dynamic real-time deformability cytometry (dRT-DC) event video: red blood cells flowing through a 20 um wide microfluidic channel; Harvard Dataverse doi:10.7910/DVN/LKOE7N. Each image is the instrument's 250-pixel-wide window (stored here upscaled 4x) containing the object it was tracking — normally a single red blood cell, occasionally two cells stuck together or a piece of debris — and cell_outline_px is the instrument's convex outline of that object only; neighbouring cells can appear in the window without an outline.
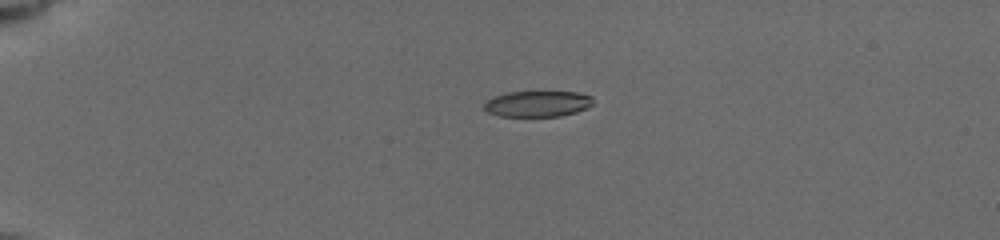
{"species": "common noctule bat (a hibernating species)", "species_latin": "Nyctalus noctula", "temperature_condition": "cold", "stored_images_in_passage": 60, "camera_frame_rate_fps": 3000, "um_per_image_px": 0.085, "animal": {"sex": "female", "body_mass_g": 19.5, "forearm_length_mm": 54.1}, "frame": {"image": 1, "passage_image": 1, "time_ms": 0.0, "image_size_px": [1000, 240], "cell_outline_px": [[592, 104], [588, 108], [576, 112], [560, 116], [500, 116], [488, 112], [484, 108], [484, 104], [488, 100], [496, 96], [508, 92], [576, 92], [592, 96]], "centroid_in_image_um": [45.72, 8.82], "position_along_channel_um": 39.3, "area_um2": 16.3}}
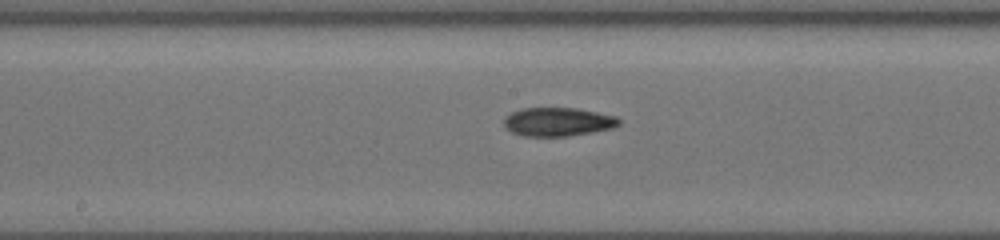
{"frame": {"image": 2, "passage_image": 27, "time_ms": 5.667, "image_size_px": [1000, 240], "cell_outline_px": [[620, 124], [612, 128], [564, 136], [524, 136], [512, 132], [504, 124], [504, 120], [512, 112], [524, 108], [576, 108], [616, 116], [620, 120]], "centroid_in_image_um": [47.43, 10.35], "position_along_channel_um": 200.8, "area_um2": 18.79}}
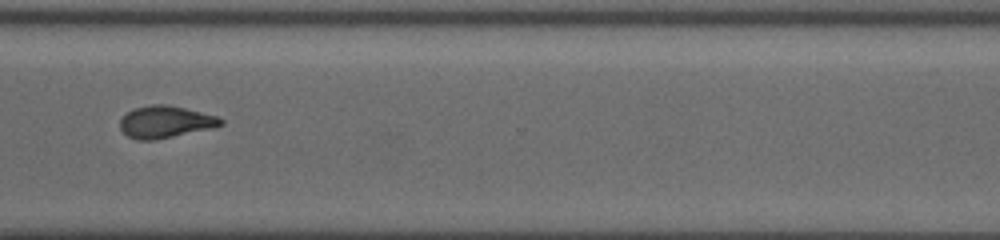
{"frame": {"image": 3, "passage_image": 59, "time_ms": 9.667, "image_size_px": [1000, 240], "cell_outline_px": [[224, 124], [212, 128], [156, 140], [140, 140], [128, 136], [120, 128], [120, 120], [128, 112], [136, 108], [152, 104], [168, 104], [216, 116], [224, 120]], "centroid_in_image_um": [14.07, 10.36], "position_along_channel_um": 356.5, "area_um2": 18.61}}